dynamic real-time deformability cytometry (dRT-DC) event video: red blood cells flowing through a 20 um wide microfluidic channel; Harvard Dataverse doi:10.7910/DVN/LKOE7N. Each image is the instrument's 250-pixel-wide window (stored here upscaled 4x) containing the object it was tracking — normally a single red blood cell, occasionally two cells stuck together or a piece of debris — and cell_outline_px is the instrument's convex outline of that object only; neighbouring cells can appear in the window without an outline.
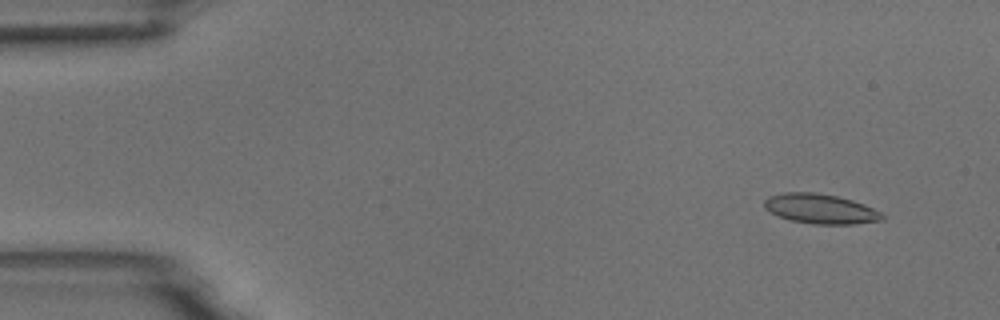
{"species": "common noctule bat (a hibernating species)", "species_latin": "Nyctalus noctula", "temperature_condition": "room temperature", "stored_images_in_passage": 6, "camera_frame_rate_fps": 3000, "um_per_image_px": 0.085, "animal": {"sex": "male", "body_mass_g": 18.8}, "frame": {"image": 1, "passage_image": 2, "time_ms": 0.333, "image_size_px": [1000, 320], "cell_outline_px": [[884, 220], [856, 224], [812, 224], [788, 220], [764, 208], [764, 200], [768, 196], [784, 192], [816, 192], [836, 196], [852, 200], [864, 204], [880, 212], [884, 216]], "centroid_in_image_um": [69.73, 17.75], "position_along_channel_um": 15.3, "area_um2": 20.52}}
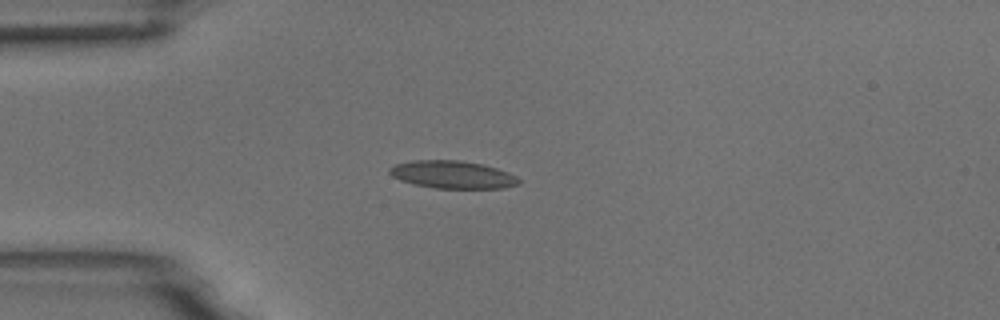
{"frame": {"image": 2, "passage_image": 4, "time_ms": 1.0, "image_size_px": [1000, 320], "cell_outline_px": [[520, 184], [504, 188], [436, 188], [416, 184], [400, 180], [392, 176], [388, 172], [388, 168], [396, 164], [412, 160], [460, 160], [484, 164], [508, 172], [516, 176], [520, 180]], "centroid_in_image_um": [38.48, 14.83], "position_along_channel_um": 46.5, "area_um2": 20.87}}